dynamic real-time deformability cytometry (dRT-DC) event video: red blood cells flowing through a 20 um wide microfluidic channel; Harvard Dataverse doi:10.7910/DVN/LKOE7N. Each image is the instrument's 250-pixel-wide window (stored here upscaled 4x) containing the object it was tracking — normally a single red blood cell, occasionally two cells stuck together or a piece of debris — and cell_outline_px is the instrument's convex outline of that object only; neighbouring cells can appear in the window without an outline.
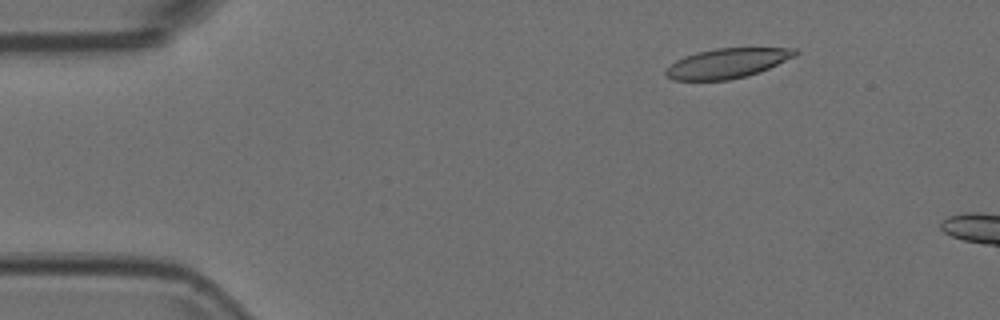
{"species": "Egyptian fruit bat (a non-hibernating species)", "species_latin": "Rousettus aegyptiacus", "temperature_condition": "room temperature", "stored_images_in_passage": 13, "camera_frame_rate_fps": 3000, "um_per_image_px": 0.085, "animal": {"sex": "female"}, "frame": {"image": 1, "passage_image": 8, "time_ms": 2.333, "image_size_px": [1000, 320], "cell_outline_px": [[800, 52], [796, 56], [760, 72], [728, 80], [672, 80], [664, 72], [676, 60], [684, 56], [696, 52], [716, 48], [796, 48]], "centroid_in_image_um": [61.84, 5.37], "position_along_channel_um": 23.2, "area_um2": 22.37}}